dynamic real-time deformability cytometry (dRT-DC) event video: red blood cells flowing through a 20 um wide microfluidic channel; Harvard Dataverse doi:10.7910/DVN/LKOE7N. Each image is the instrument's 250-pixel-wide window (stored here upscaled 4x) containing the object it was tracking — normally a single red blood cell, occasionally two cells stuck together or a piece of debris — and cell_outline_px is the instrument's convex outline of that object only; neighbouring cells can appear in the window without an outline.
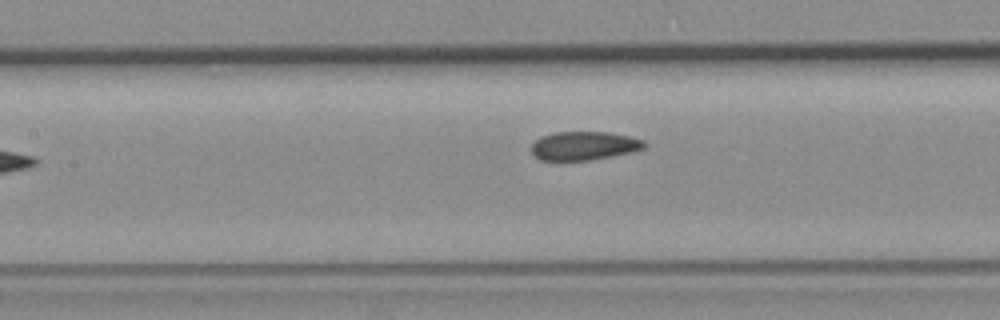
{"species": "common noctule bat (a hibernating species)", "species_latin": "Nyctalus noctula", "temperature_condition": "room temperature", "stored_images_in_passage": 6, "camera_frame_rate_fps": 3000, "um_per_image_px": 0.085, "animal": {"sex": "female", "body_mass_g": 19.3, "forearm_length_mm": 54.1}, "frame": {"image": 1, "passage_image": 5, "time_ms": 5.667, "image_size_px": [1000, 320], "cell_outline_px": [[648, 144], [644, 148], [632, 152], [592, 160], [540, 160], [532, 152], [532, 144], [540, 136], [552, 132], [608, 132], [628, 136], [644, 140]], "centroid_in_image_um": [49.66, 12.38], "position_along_channel_um": 157.7, "area_um2": 18.9}}
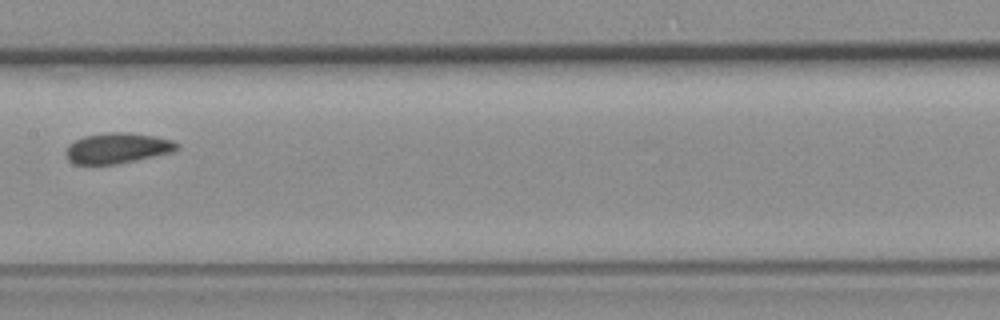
{"frame": {"image": 2, "passage_image": 6, "time_ms": 6.667, "image_size_px": [1000, 320], "cell_outline_px": [[180, 148], [172, 152], [136, 160], [116, 164], [76, 164], [68, 160], [64, 152], [68, 144], [84, 136], [108, 132], [128, 132], [152, 136], [172, 140], [180, 144]], "centroid_in_image_um": [9.96, 12.59], "position_along_channel_um": 197.4, "area_um2": 19.77}}